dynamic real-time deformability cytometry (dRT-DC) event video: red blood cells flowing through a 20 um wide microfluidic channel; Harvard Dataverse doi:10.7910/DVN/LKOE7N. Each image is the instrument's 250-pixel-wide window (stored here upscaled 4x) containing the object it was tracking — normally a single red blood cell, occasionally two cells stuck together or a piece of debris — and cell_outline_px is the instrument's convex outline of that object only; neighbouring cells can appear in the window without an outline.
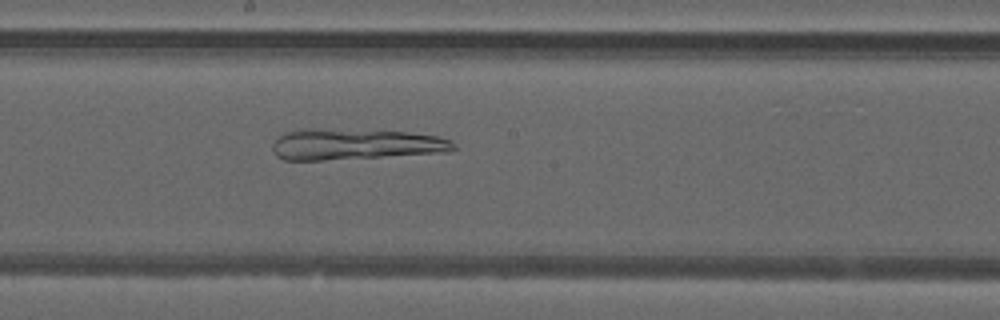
{"species": "common noctule bat (a hibernating species)", "species_latin": "Nyctalus noctula", "temperature_condition": "warm", "stored_images_in_passage": 50, "camera_frame_rate_fps": 3000, "um_per_image_px": 0.085, "animal": {"sex": "male", "forearm_length_mm": 52.5}, "frame": {"image": 1, "passage_image": 27, "time_ms": 8.667, "image_size_px": [1000, 320], "cell_outline_px": [[456, 148], [452, 152], [324, 160], [284, 160], [276, 156], [272, 152], [272, 144], [276, 136], [284, 132], [300, 128], [316, 128], [408, 132], [436, 136], [452, 140], [456, 144]], "centroid_in_image_um": [30.15, 12.26], "position_along_channel_um": 218.1, "area_um2": 33.23}}
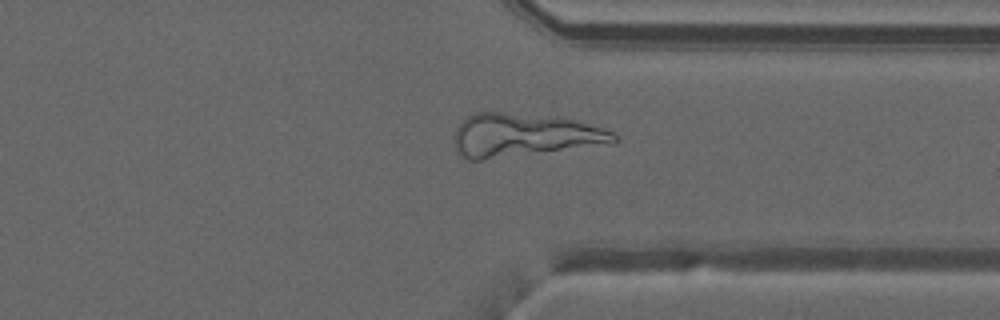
{"frame": {"image": 2, "passage_image": 38, "time_ms": 12.333, "image_size_px": [1000, 320], "cell_outline_px": [[620, 140], [612, 144], [480, 160], [468, 160], [456, 152], [456, 128], [472, 112], [504, 112], [564, 116], [604, 128], [620, 136]], "centroid_in_image_um": [44.62, 11.47], "position_along_channel_um": 366.8, "area_um2": 40.86}}
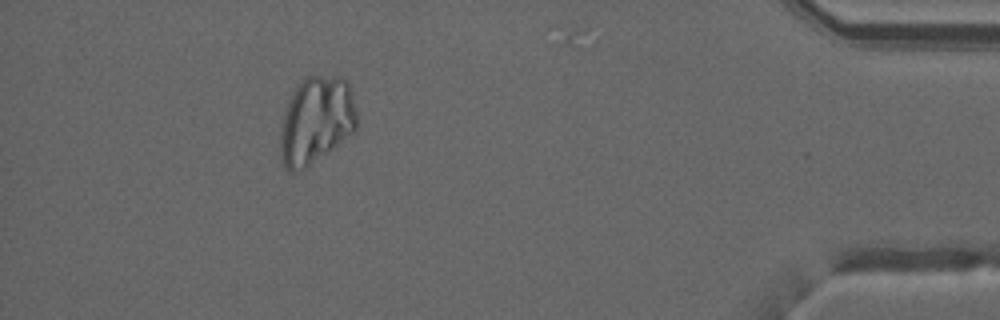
{"frame": {"image": 3, "passage_image": 45, "time_ms": 14.667, "image_size_px": [1000, 320], "cell_outline_px": [[356, 128], [352, 132], [304, 168], [296, 172], [288, 172], [284, 168], [280, 156], [280, 128], [284, 108], [292, 92], [300, 80], [304, 76], [340, 76], [348, 80], [352, 92], [356, 112]], "centroid_in_image_um": [26.82, 10.18], "position_along_channel_um": 408.4, "area_um2": 39.02}}